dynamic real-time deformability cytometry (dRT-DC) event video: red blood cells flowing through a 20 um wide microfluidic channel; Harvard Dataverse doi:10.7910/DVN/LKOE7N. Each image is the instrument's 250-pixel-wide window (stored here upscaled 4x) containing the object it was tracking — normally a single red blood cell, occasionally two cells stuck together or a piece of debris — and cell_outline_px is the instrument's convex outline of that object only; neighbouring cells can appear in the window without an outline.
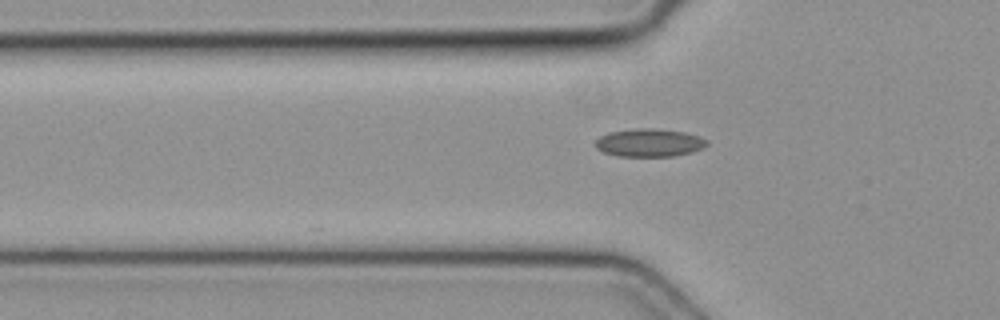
{"species": "common noctule bat (a hibernating species)", "species_latin": "Nyctalus noctula", "temperature_condition": "cold", "stored_images_in_passage": 32, "camera_frame_rate_fps": 3000, "um_per_image_px": 0.085, "animal": {"sex": "female", "body_mass_g": 19.3, "forearm_length_mm": 54.1}, "frame": {"image": 1, "passage_image": 2, "time_ms": 0.333, "image_size_px": [1000, 320], "cell_outline_px": [[708, 144], [704, 148], [692, 152], [672, 156], [616, 156], [604, 152], [596, 148], [596, 140], [600, 136], [608, 132], [636, 128], [652, 128], [684, 132], [708, 140]], "centroid_in_image_um": [55.18, 12.13], "position_along_channel_um": 70.6, "area_um2": 18.15}}
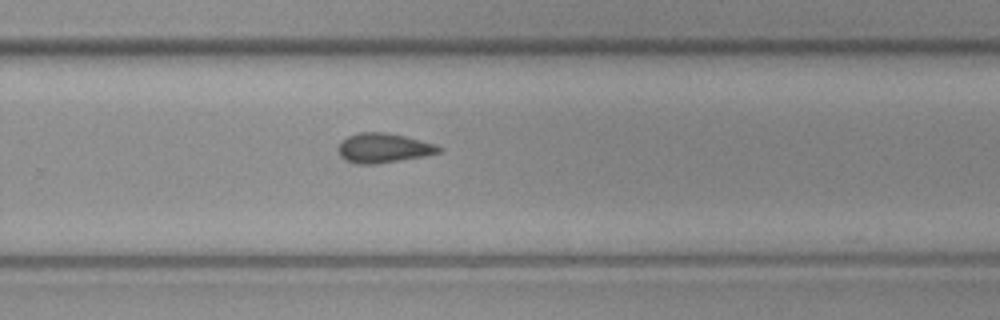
{"frame": {"image": 2, "passage_image": 18, "time_ms": 5.667, "image_size_px": [1000, 320], "cell_outline_px": [[440, 152], [400, 160], [376, 164], [356, 164], [344, 160], [340, 156], [336, 148], [340, 140], [348, 136], [360, 132], [388, 132], [404, 136], [432, 144], [440, 148]], "centroid_in_image_um": [32.46, 12.58], "position_along_channel_um": 297.3, "area_um2": 17.17}}
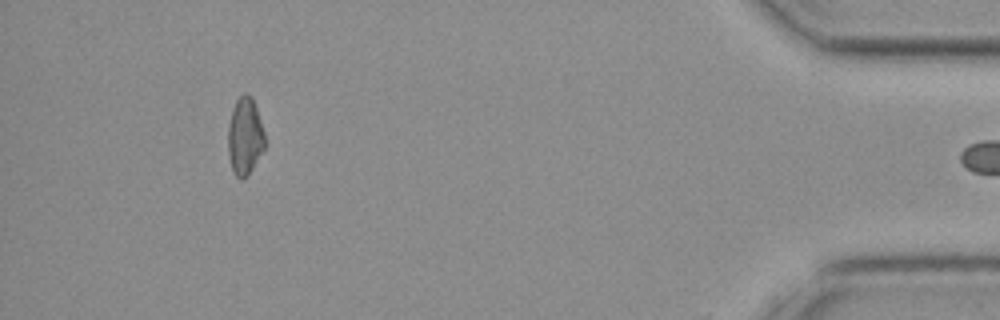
{"frame": {"image": 3, "passage_image": 31, "time_ms": 10.0, "image_size_px": [1000, 320], "cell_outline_px": [[264, 148], [252, 168], [240, 180], [232, 172], [228, 152], [228, 124], [232, 108], [236, 100], [244, 92], [248, 92], [256, 108], [264, 132]], "centroid_in_image_um": [20.78, 11.56], "position_along_channel_um": 414.4, "area_um2": 16.36}}